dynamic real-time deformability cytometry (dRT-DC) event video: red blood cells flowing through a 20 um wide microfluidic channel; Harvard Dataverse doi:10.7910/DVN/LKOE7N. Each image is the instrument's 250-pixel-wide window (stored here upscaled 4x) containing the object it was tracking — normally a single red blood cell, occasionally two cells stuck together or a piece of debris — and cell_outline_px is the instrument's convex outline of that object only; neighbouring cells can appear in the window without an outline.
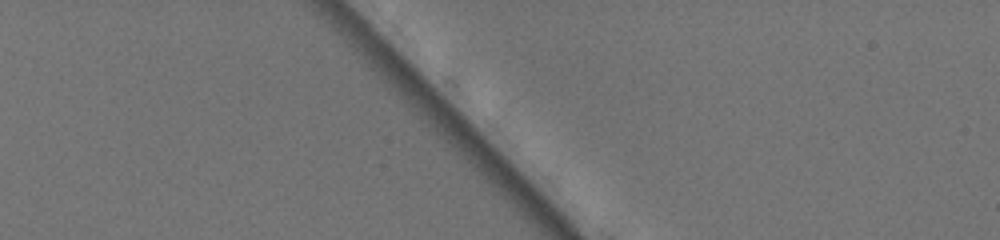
{"species": "common noctule bat (a hibernating species)", "species_latin": "Nyctalus noctula", "temperature_condition": "warm", "stored_images_in_passage": 3, "camera_frame_rate_fps": 3000, "um_per_image_px": 0.085, "animal": {"sex": "female", "body_mass_g": 19.5, "forearm_length_mm": 54.1}, "frame": {"image": 1, "passage_image": 2, "time_ms": 0.333, "image_size_px": [1000, 240], "cell_outline_px": [[600, 76], [592, 88], [588, 92], [568, 72], [556, 52], [556, 44], [576, 36], [596, 56], [600, 68]], "centroid_in_image_um": [49.24, 5.27], "position_along_channel_um": 35.8, "area_um2": 10.35}}